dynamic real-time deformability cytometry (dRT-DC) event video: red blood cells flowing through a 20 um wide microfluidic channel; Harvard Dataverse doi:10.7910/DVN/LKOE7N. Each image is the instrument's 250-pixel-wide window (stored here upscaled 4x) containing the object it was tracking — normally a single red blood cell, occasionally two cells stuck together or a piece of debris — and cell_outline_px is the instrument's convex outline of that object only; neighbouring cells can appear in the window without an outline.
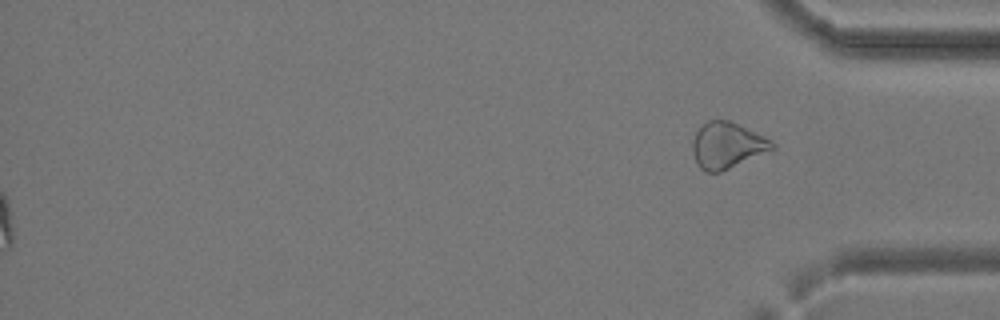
{"species": "common noctule bat (a hibernating species)", "species_latin": "Nyctalus noctula", "temperature_condition": "cold", "stored_images_in_passage": 40, "segment_of_instrument_passage": [2, 2], "camera_frame_rate_fps": 3000, "um_per_image_px": 0.085, "animal": {"sex": "female", "body_mass_g": 24.6, "forearm_length_mm": 56.2}, "frame": {"image": 1, "passage_image": 40, "time_ms": 13.0, "image_size_px": [1000, 320], "cell_outline_px": [[776, 148], [720, 172], [704, 172], [700, 168], [692, 152], [692, 140], [696, 132], [708, 120], [728, 120], [764, 136], [772, 140], [776, 144]], "centroid_in_image_um": [61.8, 12.36], "position_along_channel_um": 373.4, "area_um2": 21.21}}